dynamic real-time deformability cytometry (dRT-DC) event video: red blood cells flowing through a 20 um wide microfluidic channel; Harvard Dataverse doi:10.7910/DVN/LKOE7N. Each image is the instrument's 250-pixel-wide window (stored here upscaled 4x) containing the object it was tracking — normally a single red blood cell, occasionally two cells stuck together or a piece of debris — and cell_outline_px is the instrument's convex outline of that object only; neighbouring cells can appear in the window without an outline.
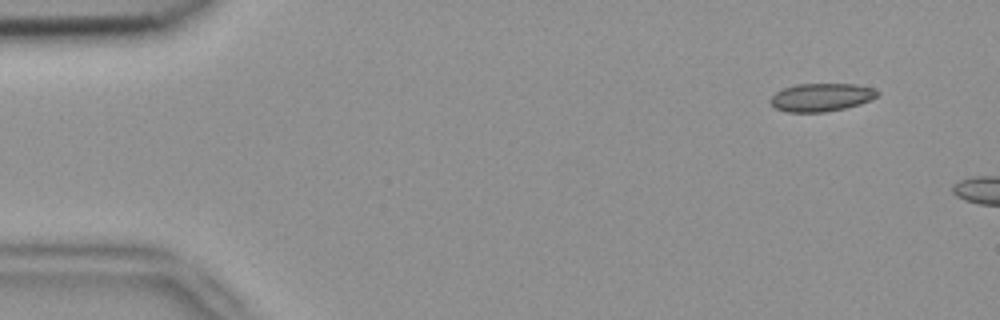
{"species": "common noctule bat (a hibernating species)", "species_latin": "Nyctalus noctula", "temperature_condition": "room temperature", "stored_images_in_passage": 3, "camera_frame_rate_fps": 3000, "um_per_image_px": 0.085, "animal": {"sex": "female", "body_mass_g": 18.4}, "frame": {"image": 1, "passage_image": 2, "time_ms": 0.333, "image_size_px": [1000, 320], "cell_outline_px": [[880, 92], [876, 96], [860, 104], [844, 108], [824, 112], [788, 112], [776, 108], [768, 100], [776, 92], [784, 88], [796, 84], [856, 84], [872, 88]], "centroid_in_image_um": [69.78, 8.27], "position_along_channel_um": 15.2, "area_um2": 17.34}}